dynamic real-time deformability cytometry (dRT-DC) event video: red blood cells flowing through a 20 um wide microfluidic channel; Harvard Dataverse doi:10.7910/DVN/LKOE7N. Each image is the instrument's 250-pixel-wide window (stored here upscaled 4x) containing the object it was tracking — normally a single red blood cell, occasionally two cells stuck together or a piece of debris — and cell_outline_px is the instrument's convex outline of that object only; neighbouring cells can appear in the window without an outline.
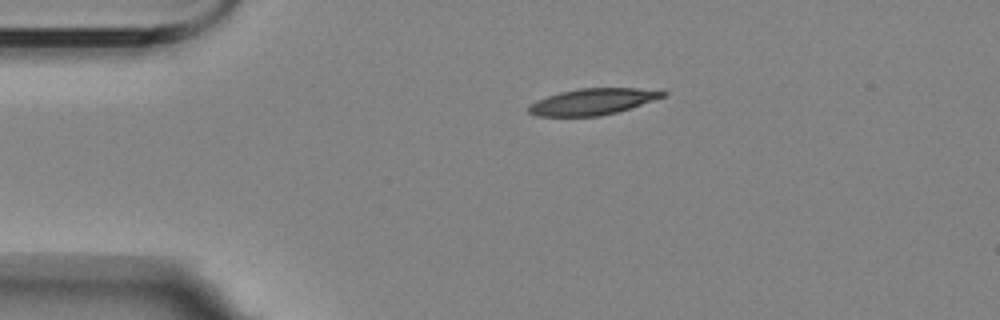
{"species": "Egyptian fruit bat (a non-hibernating species)", "species_latin": "Rousettus aegyptiacus", "temperature_condition": "room temperature", "stored_images_in_passage": 2, "camera_frame_rate_fps": 3000, "um_per_image_px": 0.085, "animal": {"sex": "female"}, "frame": {"image": 1, "passage_image": 1, "time_ms": 0.0, "image_size_px": [1000, 320], "cell_outline_px": [[668, 92], [664, 96], [616, 112], [600, 116], [536, 116], [528, 112], [528, 104], [536, 100], [560, 92], [580, 88], [636, 88]], "centroid_in_image_um": [50.29, 8.64], "position_along_channel_um": 34.7, "area_um2": 20.23}}